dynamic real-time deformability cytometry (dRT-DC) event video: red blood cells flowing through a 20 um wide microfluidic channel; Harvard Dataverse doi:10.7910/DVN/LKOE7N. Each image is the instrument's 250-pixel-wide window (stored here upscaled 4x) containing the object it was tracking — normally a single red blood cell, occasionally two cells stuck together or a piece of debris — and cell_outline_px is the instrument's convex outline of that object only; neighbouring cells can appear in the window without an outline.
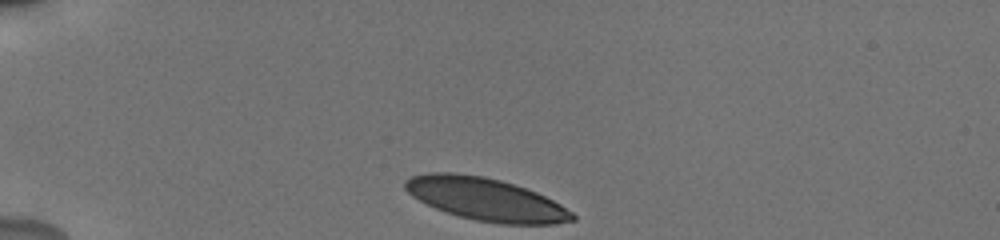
{"species": "human", "species_latin": "Homo sapiens", "temperature_condition": "cold", "stored_images_in_passage": 35, "camera_frame_rate_fps": 3000, "um_per_image_px": 0.085, "donor": {"sex": "male"}, "frame": {"image": 1, "passage_image": 1, "time_ms": 0.0, "image_size_px": [1000, 240], "cell_outline_px": [[576, 220], [556, 224], [500, 224], [476, 220], [460, 216], [436, 208], [412, 196], [404, 188], [404, 180], [412, 176], [428, 172], [452, 172], [484, 176], [500, 180], [536, 192], [560, 204], [572, 212], [576, 216]], "centroid_in_image_um": [41.29, 16.93], "position_along_channel_um": 43.7, "area_um2": 41.33}}
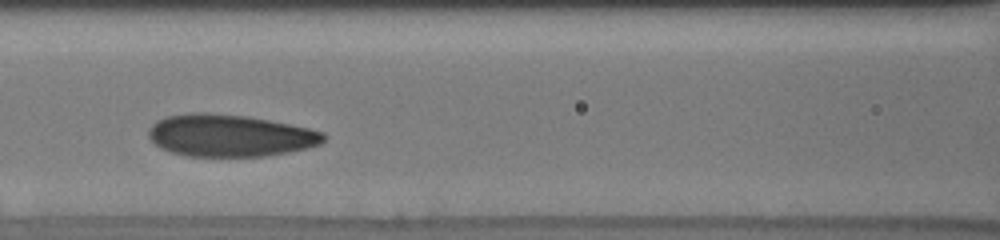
{"frame": {"image": 2, "passage_image": 13, "time_ms": 4.0, "image_size_px": [1000, 240], "cell_outline_px": [[328, 136], [320, 144], [308, 148], [288, 152], [264, 156], [184, 156], [160, 148], [148, 136], [148, 128], [156, 120], [168, 116], [192, 112], [208, 112], [248, 116], [308, 128], [324, 132]], "centroid_in_image_um": [19.53, 11.51], "position_along_channel_um": 147.1, "area_um2": 43.12}}
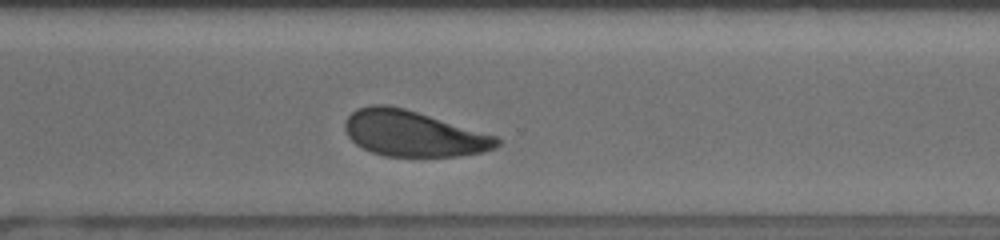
{"frame": {"image": 3, "passage_image": 28, "time_ms": 9.0, "image_size_px": [1000, 240], "cell_outline_px": [[500, 144], [496, 148], [484, 152], [460, 156], [384, 156], [372, 152], [356, 144], [348, 136], [344, 128], [344, 120], [356, 108], [372, 104], [388, 104], [404, 108], [496, 136], [500, 140]], "centroid_in_image_um": [35.1, 11.35], "position_along_channel_um": 335.5, "area_um2": 40.46}, "authors_computed_cell_mechanics": {"area_um2": 42.483, "velocity_mm_per_s": 3.781, "shape_relaxation_time_tau1_ms": 5.5865, "shape_relaxation_time_tau2_ms": 1.5311, "deformation_change_tau1": 0.1672, "deformation_change_tau2": 0.0663}}